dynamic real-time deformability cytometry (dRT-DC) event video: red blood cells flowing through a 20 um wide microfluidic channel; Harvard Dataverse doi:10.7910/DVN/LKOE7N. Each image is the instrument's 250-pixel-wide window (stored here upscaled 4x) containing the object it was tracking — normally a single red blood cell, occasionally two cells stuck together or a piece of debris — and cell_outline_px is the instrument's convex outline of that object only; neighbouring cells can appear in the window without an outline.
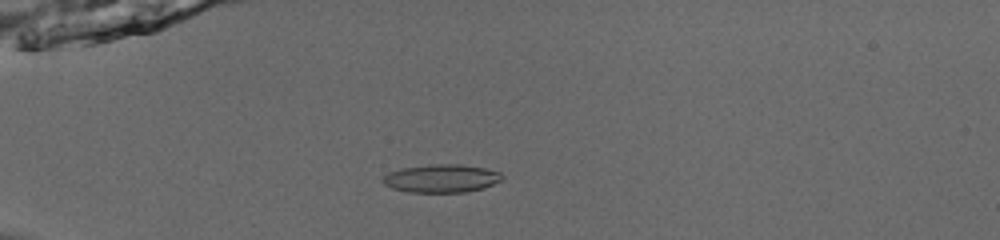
{"species": "common noctule bat (a hibernating species)", "species_latin": "Nyctalus noctula", "temperature_condition": "room temperature", "stored_images_in_passage": 45, "camera_frame_rate_fps": 3000, "um_per_image_px": 0.085, "animal": {"sex": "male", "body_mass_g": 13.0, "forearm_length_mm": 53.1}, "frame": {"image": 1, "passage_image": 8, "time_ms": 2.333, "image_size_px": [1000, 240], "cell_outline_px": [[504, 176], [500, 180], [484, 188], [464, 192], [408, 192], [392, 188], [384, 184], [380, 180], [388, 172], [400, 168], [436, 164], [460, 164], [484, 168], [500, 172]], "centroid_in_image_um": [37.49, 15.16], "position_along_channel_um": 47.5, "area_um2": 19.54}}
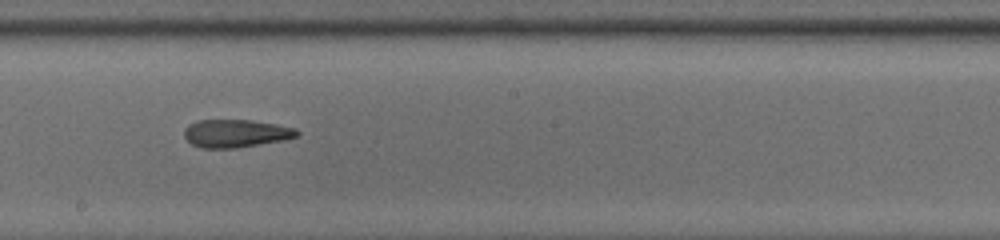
{"frame": {"image": 2, "passage_image": 24, "time_ms": 7.667, "image_size_px": [1000, 240], "cell_outline_px": [[300, 132], [296, 136], [284, 140], [236, 148], [200, 148], [192, 144], [184, 136], [184, 128], [188, 124], [200, 120], [252, 120], [276, 124], [296, 128]], "centroid_in_image_um": [20.03, 11.34], "position_along_channel_um": 228.2, "area_um2": 18.38}}
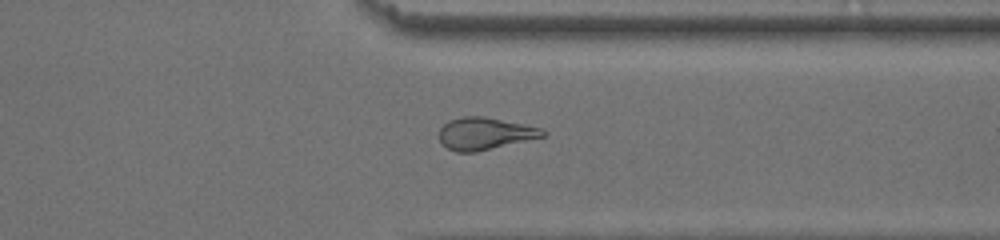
{"frame": {"image": 3, "passage_image": 35, "time_ms": 11.333, "image_size_px": [1000, 240], "cell_outline_px": [[548, 132], [544, 136], [476, 152], [456, 152], [448, 148], [440, 140], [440, 128], [448, 120], [464, 116], [484, 116], [540, 128]], "centroid_in_image_um": [41.19, 11.35], "position_along_channel_um": 370.2, "area_um2": 19.13}, "authors_computed_cell_mechanics": {"area_um2": 19.3052, "velocity_mm_per_s": 3.8793, "shape_relaxation_time_tau1_ms": null, "shape_relaxation_time_tau2_ms": 2.8346, "deformation_change_tau1": null, "deformation_change_tau2": 0.1237}}